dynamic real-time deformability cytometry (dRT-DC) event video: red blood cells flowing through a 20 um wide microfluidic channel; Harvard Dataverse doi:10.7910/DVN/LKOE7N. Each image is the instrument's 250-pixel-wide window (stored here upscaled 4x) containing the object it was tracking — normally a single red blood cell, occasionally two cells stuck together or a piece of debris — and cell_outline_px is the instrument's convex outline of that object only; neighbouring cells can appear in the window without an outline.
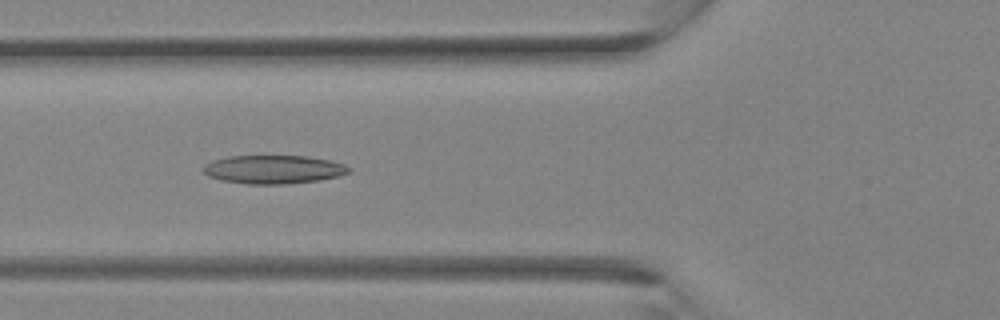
{"species": "Egyptian fruit bat (a non-hibernating species)", "species_latin": "Rousettus aegyptiacus", "temperature_condition": "room temperature", "stored_images_in_passage": 31, "camera_frame_rate_fps": 3000, "um_per_image_px": 0.085, "animal": {"sex": "female"}, "frame": {"image": 1, "passage_image": 10, "time_ms": 3.0, "image_size_px": [1000, 320], "cell_outline_px": [[352, 168], [348, 172], [340, 176], [320, 180], [284, 184], [248, 184], [220, 180], [208, 176], [200, 168], [204, 164], [212, 160], [228, 156], [304, 156], [328, 160], [344, 164]], "centroid_in_image_um": [23.21, 14.4], "position_along_channel_um": 102.6, "area_um2": 24.28}}
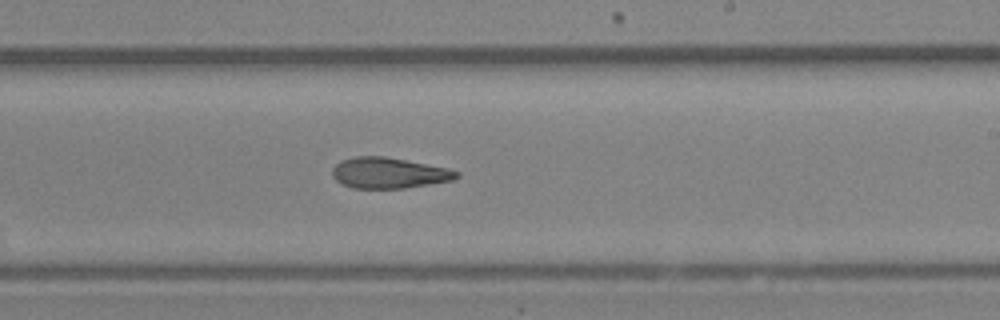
{"frame": {"image": 2, "passage_image": 18, "time_ms": 5.667, "image_size_px": [1000, 320], "cell_outline_px": [[460, 176], [452, 180], [404, 188], [352, 188], [340, 184], [332, 176], [332, 168], [340, 160], [356, 156], [384, 156], [448, 168], [460, 172]], "centroid_in_image_um": [33.01, 14.7], "position_along_channel_um": 256.0, "area_um2": 22.31}}
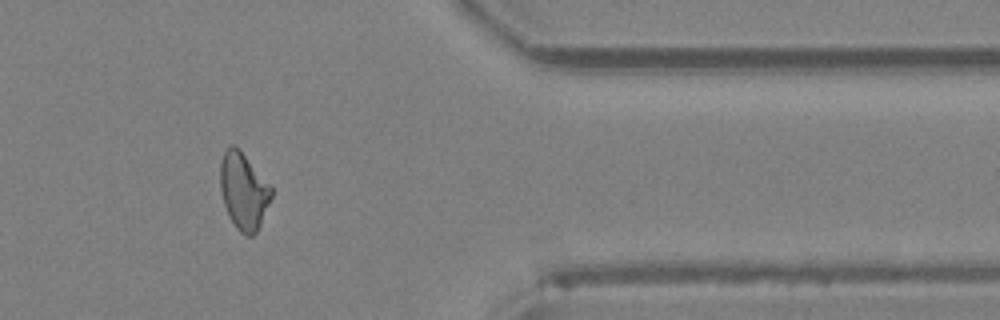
{"frame": {"image": 3, "passage_image": 26, "time_ms": 8.333, "image_size_px": [1000, 320], "cell_outline_px": [[272, 196], [260, 224], [256, 232], [252, 236], [248, 236], [240, 232], [236, 228], [228, 216], [224, 204], [220, 188], [220, 160], [224, 152], [232, 144], [240, 148], [272, 184]], "centroid_in_image_um": [20.71, 16.2], "position_along_channel_um": 390.7, "area_um2": 23.24}}